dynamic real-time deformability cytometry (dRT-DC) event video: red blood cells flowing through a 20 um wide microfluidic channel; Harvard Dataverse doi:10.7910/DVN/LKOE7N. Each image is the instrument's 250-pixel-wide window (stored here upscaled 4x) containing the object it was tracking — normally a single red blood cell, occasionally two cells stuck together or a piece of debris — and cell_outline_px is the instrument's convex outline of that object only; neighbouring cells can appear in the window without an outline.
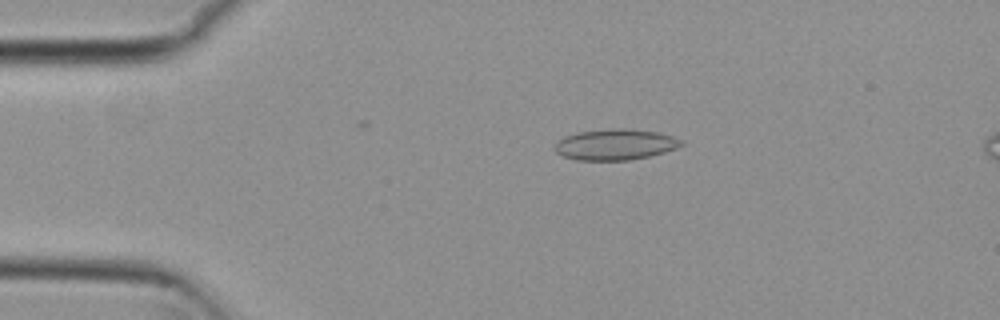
{"species": "common noctule bat (a hibernating species)", "species_latin": "Nyctalus noctula", "temperature_condition": "cold", "stored_images_in_passage": 55, "camera_frame_rate_fps": 3000, "um_per_image_px": 0.085, "animal": {"sex": "female", "body_mass_g": 29.2, "forearm_length_mm": 56.3}, "frame": {"image": 1, "passage_image": 11, "time_ms": 3.333, "image_size_px": [1000, 320], "cell_outline_px": [[684, 144], [676, 148], [664, 152], [648, 156], [628, 160], [576, 160], [564, 156], [556, 152], [552, 148], [564, 136], [576, 132], [616, 128], [624, 128], [656, 132], [672, 136], [684, 140]], "centroid_in_image_um": [52.29, 12.28], "position_along_channel_um": 32.7, "area_um2": 22.72}}
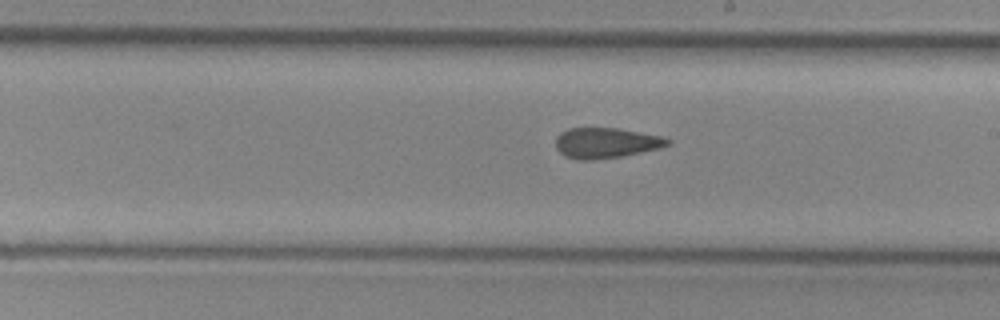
{"frame": {"image": 2, "passage_image": 31, "time_ms": 10.0, "image_size_px": [1000, 320], "cell_outline_px": [[672, 144], [660, 148], [620, 156], [592, 160], [576, 160], [564, 156], [556, 148], [556, 136], [560, 132], [568, 128], [616, 128], [660, 136], [672, 140]], "centroid_in_image_um": [51.48, 12.15], "position_along_channel_um": 237.5, "area_um2": 19.83}}
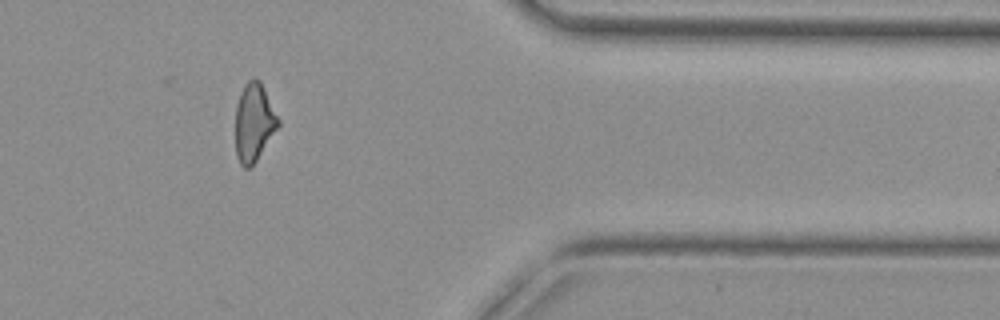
{"frame": {"image": 3, "passage_image": 45, "time_ms": 14.667, "image_size_px": [1000, 320], "cell_outline_px": [[280, 124], [256, 160], [248, 168], [244, 168], [240, 164], [236, 156], [236, 104], [240, 92], [244, 84], [252, 76], [260, 80], [280, 120]], "centroid_in_image_um": [21.58, 10.36], "position_along_channel_um": 389.8, "area_um2": 19.42}, "authors_computed_cell_mechanics": {"area_um2": 20.5768, "velocity_mm_per_s": 3.7467, "shape_relaxation_time_tau1_ms": null, "shape_relaxation_time_tau2_ms": 3.1755, "deformation_change_tau1": null, "deformation_change_tau2": 0.1133}}